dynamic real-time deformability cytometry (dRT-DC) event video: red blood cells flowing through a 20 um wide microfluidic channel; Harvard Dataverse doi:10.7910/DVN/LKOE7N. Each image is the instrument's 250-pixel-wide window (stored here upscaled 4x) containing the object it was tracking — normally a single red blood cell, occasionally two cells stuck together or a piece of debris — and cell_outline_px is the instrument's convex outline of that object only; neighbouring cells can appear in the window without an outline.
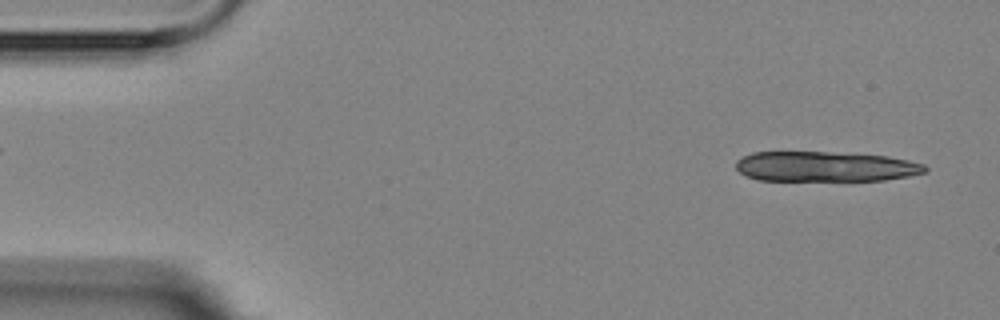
{"species": "Egyptian fruit bat (a non-hibernating species)", "species_latin": "Rousettus aegyptiacus", "temperature_condition": "room temperature", "stored_images_in_passage": 6, "segment_of_instrument_passage": [2, 2], "camera_frame_rate_fps": 3000, "um_per_image_px": 0.085, "animal": {"sex": "female"}, "frame": {"image": 1, "passage_image": 6, "time_ms": 5.667, "image_size_px": [1000, 320], "cell_outline_px": [[928, 168], [924, 172], [908, 176], [884, 180], [756, 180], [740, 172], [736, 168], [736, 160], [752, 152], [828, 152], [888, 156], [908, 160], [924, 164]], "centroid_in_image_um": [70.14, 14.15], "position_along_channel_um": 14.9, "area_um2": 33.0}}